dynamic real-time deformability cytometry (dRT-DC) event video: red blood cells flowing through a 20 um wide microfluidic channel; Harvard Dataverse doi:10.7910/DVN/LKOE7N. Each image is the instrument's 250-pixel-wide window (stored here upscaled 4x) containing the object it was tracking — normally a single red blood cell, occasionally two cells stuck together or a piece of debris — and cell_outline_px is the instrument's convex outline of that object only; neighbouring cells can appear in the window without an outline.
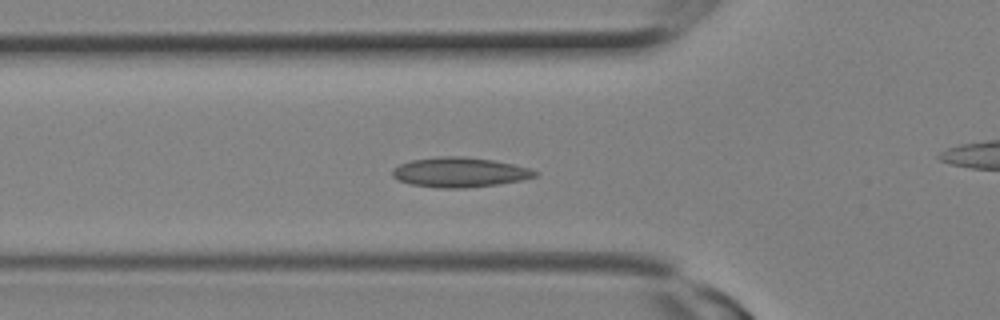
{"species": "Egyptian fruit bat (a non-hibernating species)", "species_latin": "Rousettus aegyptiacus", "temperature_condition": "room temperature", "stored_images_in_passage": 25, "camera_frame_rate_fps": 3000, "um_per_image_px": 0.085, "animal": {"sex": "female"}, "frame": {"image": 1, "passage_image": 8, "time_ms": 2.333, "image_size_px": [1000, 320], "cell_outline_px": [[540, 172], [536, 176], [520, 180], [500, 184], [464, 188], [440, 188], [412, 184], [400, 180], [392, 176], [392, 168], [400, 164], [412, 160], [436, 156], [464, 156], [492, 160], [512, 164], [528, 168]], "centroid_in_image_um": [39.06, 14.64], "position_along_channel_um": 86.7, "area_um2": 24.68}}
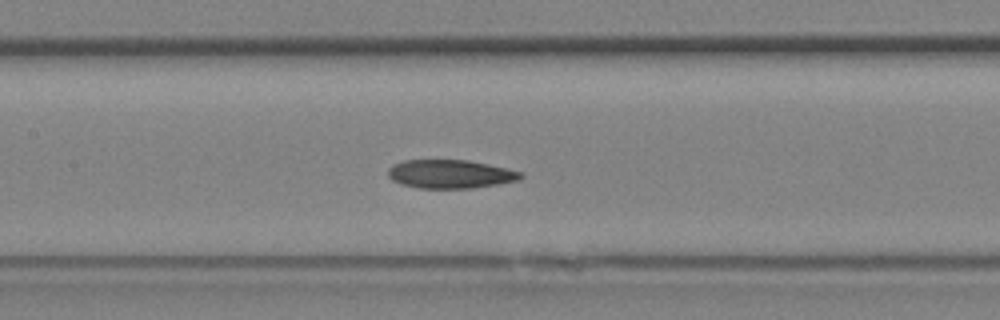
{"frame": {"image": 2, "passage_image": 11, "time_ms": 3.333, "image_size_px": [1000, 320], "cell_outline_px": [[524, 176], [516, 180], [496, 184], [472, 188], [420, 188], [400, 184], [392, 180], [388, 176], [388, 168], [392, 164], [404, 160], [468, 160], [488, 164], [524, 172]], "centroid_in_image_um": [38.24, 14.79], "position_along_channel_um": 169.2, "area_um2": 22.08}}
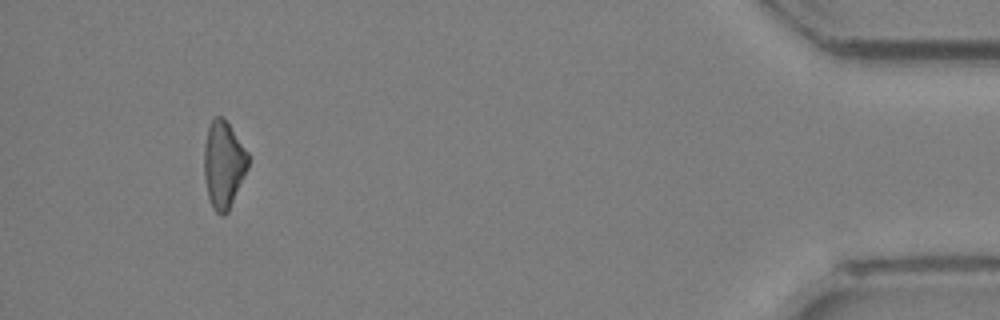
{"frame": {"image": 3, "passage_image": 25, "time_ms": 8.0, "image_size_px": [1000, 320], "cell_outline_px": [[248, 168], [228, 212], [224, 216], [220, 216], [212, 208], [208, 196], [204, 180], [204, 144], [208, 128], [212, 120], [216, 116], [220, 116], [228, 124], [248, 152]], "centroid_in_image_um": [18.99, 14.03], "position_along_channel_um": 416.2, "area_um2": 22.25}}